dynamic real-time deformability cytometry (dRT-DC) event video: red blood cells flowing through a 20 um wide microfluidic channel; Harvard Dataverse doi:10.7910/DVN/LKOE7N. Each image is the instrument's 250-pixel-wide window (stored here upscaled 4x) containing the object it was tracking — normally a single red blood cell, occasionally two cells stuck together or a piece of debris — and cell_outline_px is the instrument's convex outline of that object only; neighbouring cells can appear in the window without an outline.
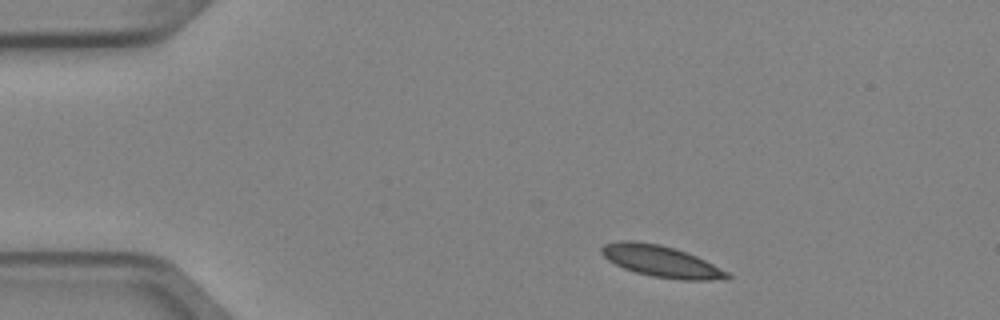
{"species": "Egyptian fruit bat (a non-hibernating species)", "species_latin": "Rousettus aegyptiacus", "temperature_condition": "cold", "stored_images_in_passage": 5, "camera_frame_rate_fps": 3000, "um_per_image_px": 0.085, "animal": {"sex": "female"}, "frame": {"image": 1, "passage_image": 1, "time_ms": 0.0, "image_size_px": [1000, 320], "cell_outline_px": [[732, 276], [728, 280], [684, 280], [652, 276], [636, 272], [624, 268], [608, 260], [600, 252], [600, 248], [604, 244], [620, 240], [636, 240], [660, 244], [676, 248], [696, 256], [728, 272]], "centroid_in_image_um": [56.2, 22.2], "position_along_channel_um": 28.8, "area_um2": 23.12}}
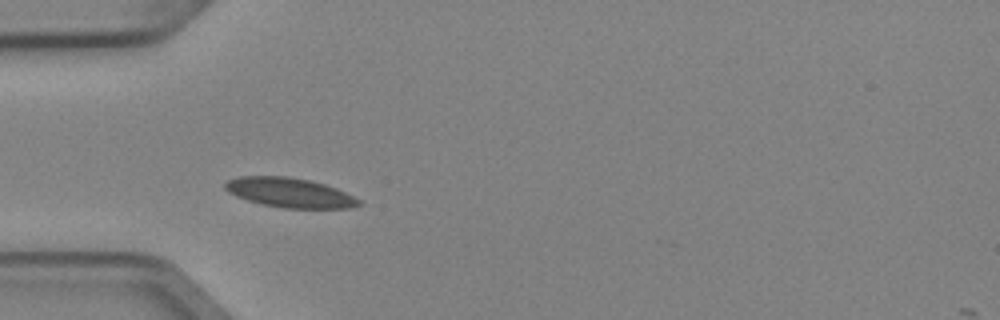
{"frame": {"image": 2, "passage_image": 3, "time_ms": 0.667, "image_size_px": [1000, 320], "cell_outline_px": [[364, 204], [352, 208], [284, 208], [260, 204], [236, 196], [228, 192], [224, 188], [224, 184], [228, 180], [240, 176], [288, 176], [308, 180], [324, 184], [336, 188], [360, 200]], "centroid_in_image_um": [24.62, 16.38], "position_along_channel_um": 60.4, "area_um2": 23.06}}
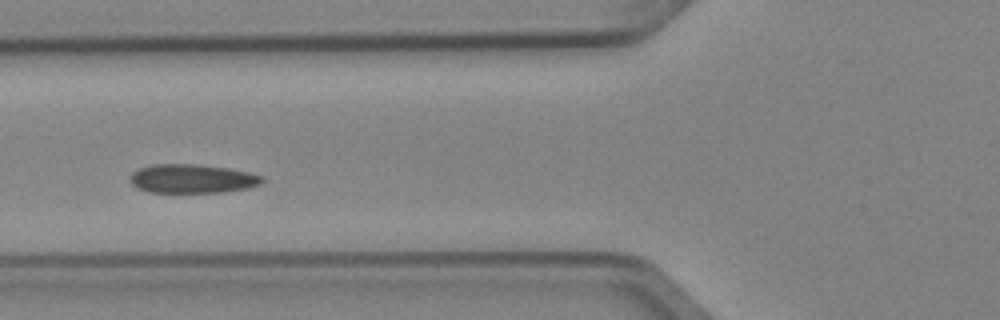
{"frame": {"image": 3, "passage_image": 4, "time_ms": 1.0, "image_size_px": [1000, 320], "cell_outline_px": [[264, 180], [260, 184], [248, 188], [224, 192], [148, 192], [136, 188], [128, 180], [132, 172], [140, 168], [152, 164], [196, 164], [228, 168], [248, 172], [264, 176]], "centroid_in_image_um": [16.32, 15.19], "position_along_channel_um": 109.5, "area_um2": 22.37}}